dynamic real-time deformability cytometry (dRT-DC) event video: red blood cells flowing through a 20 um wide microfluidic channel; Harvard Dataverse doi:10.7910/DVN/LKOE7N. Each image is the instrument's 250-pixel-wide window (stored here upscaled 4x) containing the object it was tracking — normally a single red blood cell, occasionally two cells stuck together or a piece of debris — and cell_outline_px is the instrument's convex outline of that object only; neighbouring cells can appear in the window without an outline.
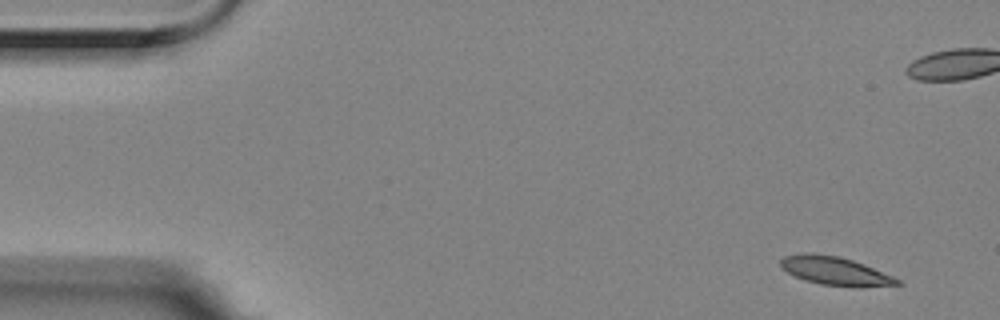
{"species": "Egyptian fruit bat (a non-hibernating species)", "species_latin": "Rousettus aegyptiacus", "temperature_condition": "room temperature", "stored_images_in_passage": 6, "camera_frame_rate_fps": 3000, "um_per_image_px": 0.085, "animal": {"sex": "female"}, "frame": {"image": 1, "passage_image": 1, "time_ms": 0.0, "image_size_px": [1000, 320], "cell_outline_px": [[904, 284], [860, 288], [852, 288], [820, 284], [804, 280], [780, 268], [780, 260], [784, 256], [804, 252], [812, 252], [840, 256], [864, 264], [892, 276], [900, 280]], "centroid_in_image_um": [70.99, 23.04], "position_along_channel_um": 14.0, "area_um2": 19.77}}
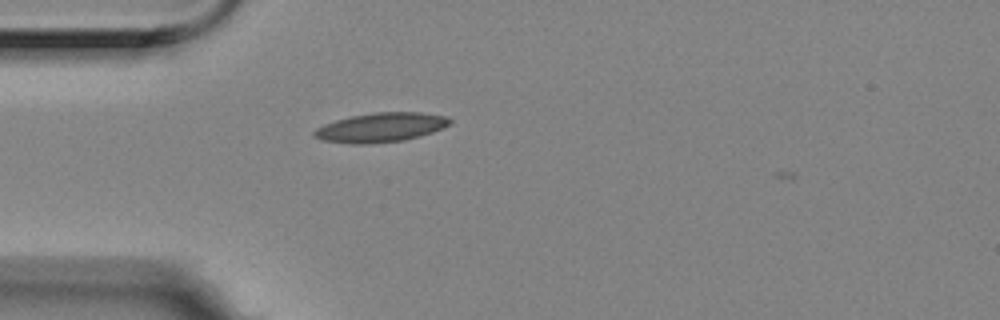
{"frame": {"image": 2, "passage_image": 6, "time_ms": 1.667, "image_size_px": [1000, 320], "cell_outline_px": [[452, 124], [444, 128], [420, 136], [404, 140], [368, 144], [352, 144], [320, 140], [312, 136], [312, 132], [316, 128], [324, 124], [336, 120], [352, 116], [372, 112], [420, 112], [448, 116], [452, 120]], "centroid_in_image_um": [32.38, 10.83], "position_along_channel_um": 52.6, "area_um2": 23.47}}